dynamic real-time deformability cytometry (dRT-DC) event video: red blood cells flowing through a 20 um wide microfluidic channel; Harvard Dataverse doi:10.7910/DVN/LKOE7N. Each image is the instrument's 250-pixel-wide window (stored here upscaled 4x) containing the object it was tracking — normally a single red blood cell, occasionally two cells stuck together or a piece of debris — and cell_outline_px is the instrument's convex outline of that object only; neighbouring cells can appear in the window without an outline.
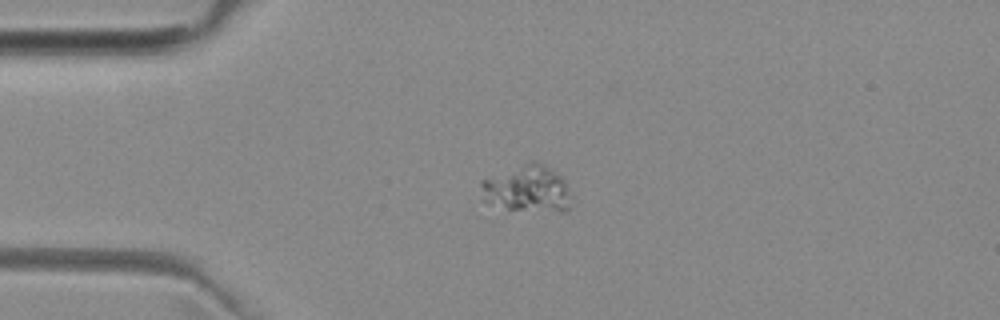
{"species": "common noctule bat (a hibernating species)", "species_latin": "Nyctalus noctula", "temperature_condition": "room temperature", "stored_images_in_passage": 4, "camera_frame_rate_fps": 3000, "um_per_image_px": 0.085, "animal": {"sex": "female", "body_mass_g": 29.2, "forearm_length_mm": 56.3}, "frame": {"image": 1, "passage_image": 3, "time_ms": 2.333, "image_size_px": [1000, 320], "cell_outline_px": [[568, 208], [564, 212], [560, 212], [508, 208], [488, 204], [480, 200], [480, 180], [532, 160], [536, 160], [544, 164], [560, 176], [564, 180]], "centroid_in_image_um": [44.7, 16.03], "position_along_channel_um": 40.3, "area_um2": 24.28}}